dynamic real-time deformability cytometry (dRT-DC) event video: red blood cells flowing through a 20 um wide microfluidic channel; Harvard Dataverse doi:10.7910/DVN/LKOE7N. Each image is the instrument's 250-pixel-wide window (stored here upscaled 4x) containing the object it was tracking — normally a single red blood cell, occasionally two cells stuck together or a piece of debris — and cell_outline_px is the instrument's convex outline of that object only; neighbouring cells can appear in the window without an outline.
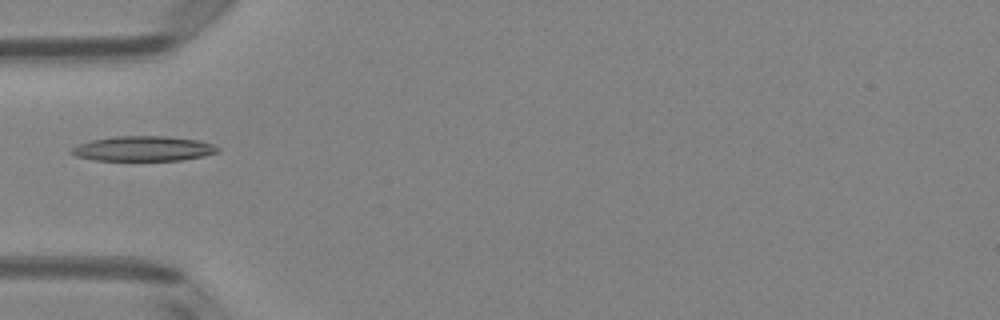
{"species": "Egyptian fruit bat (a non-hibernating species)", "species_latin": "Rousettus aegyptiacus", "temperature_condition": "room temperature", "stored_images_in_passage": 6, "camera_frame_rate_fps": 3000, "um_per_image_px": 0.085, "animal": {"sex": "female"}, "frame": {"image": 1, "passage_image": 4, "time_ms": 1.0, "image_size_px": [1000, 320], "cell_outline_px": [[220, 152], [204, 156], [180, 160], [92, 160], [76, 156], [68, 152], [72, 148], [80, 144], [92, 140], [116, 136], [168, 136], [196, 140], [212, 144], [220, 148]], "centroid_in_image_um": [12.19, 12.63], "position_along_channel_um": 72.8, "area_um2": 21.21}}
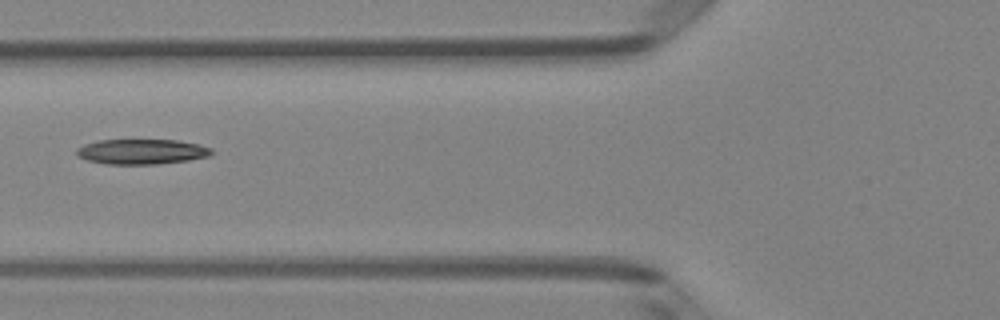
{"frame": {"image": 2, "passage_image": 5, "time_ms": 1.333, "image_size_px": [1000, 320], "cell_outline_px": [[212, 152], [208, 156], [188, 160], [156, 164], [104, 164], [88, 160], [76, 156], [76, 148], [84, 144], [100, 140], [176, 140], [200, 144], [212, 148]], "centroid_in_image_um": [12.02, 12.89], "position_along_channel_um": 113.8, "area_um2": 19.77}}
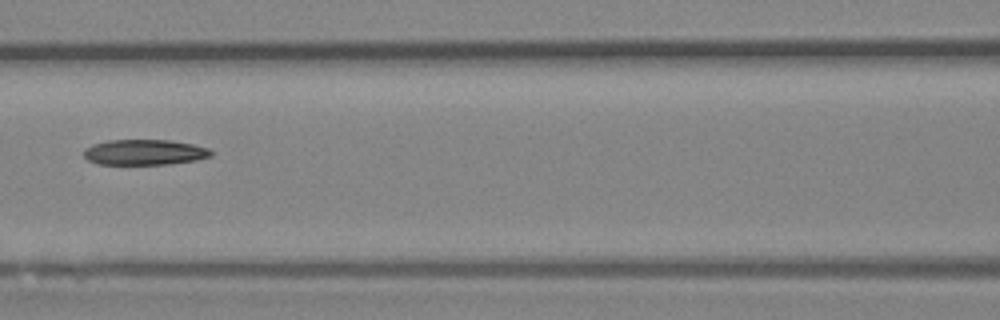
{"frame": {"image": 3, "passage_image": 6, "time_ms": 1.667, "image_size_px": [1000, 320], "cell_outline_px": [[212, 156], [196, 160], [168, 164], [96, 164], [88, 160], [84, 156], [84, 148], [92, 144], [108, 140], [168, 140], [192, 144], [208, 148], [212, 152]], "centroid_in_image_um": [12.26, 12.94], "position_along_channel_um": 154.3, "area_um2": 18.9}}